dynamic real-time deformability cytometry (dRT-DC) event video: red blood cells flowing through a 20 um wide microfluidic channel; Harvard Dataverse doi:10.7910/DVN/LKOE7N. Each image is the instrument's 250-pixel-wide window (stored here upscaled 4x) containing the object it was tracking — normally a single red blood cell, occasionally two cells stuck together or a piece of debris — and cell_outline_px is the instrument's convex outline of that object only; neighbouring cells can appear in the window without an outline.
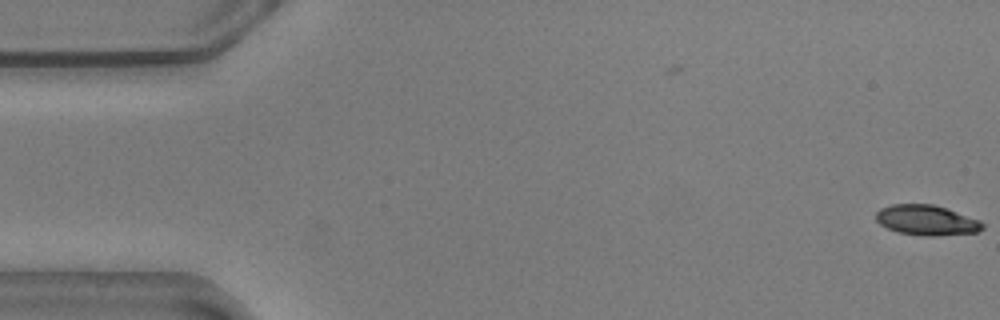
{"species": "common noctule bat (a hibernating species)", "species_latin": "Nyctalus noctula", "temperature_condition": "warm", "stored_images_in_passage": 57, "camera_frame_rate_fps": 3000, "um_per_image_px": 0.085, "animal": {"sex": "male", "body_mass_g": 20.5, "forearm_length_mm": 52.5}, "frame": {"image": 1, "passage_image": 1, "time_ms": 0.0, "image_size_px": [1000, 320], "cell_outline_px": [[984, 228], [976, 232], [936, 236], [920, 236], [896, 232], [880, 224], [876, 220], [876, 212], [880, 208], [892, 204], [932, 204], [948, 208], [980, 220], [984, 224]], "centroid_in_image_um": [78.76, 18.72], "position_along_channel_um": 6.2, "area_um2": 18.96}}
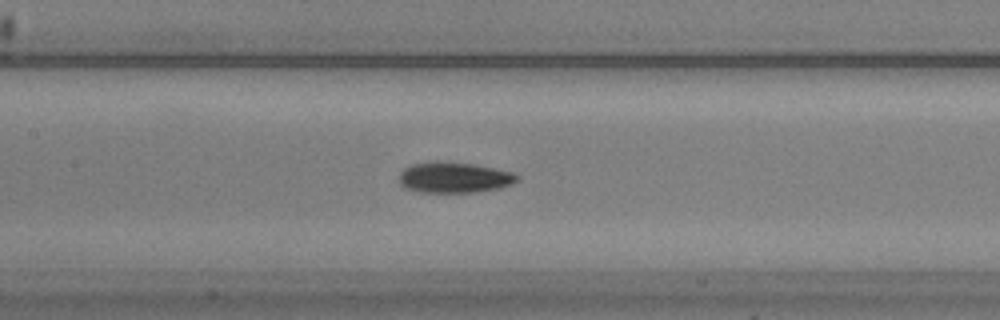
{"frame": {"image": 2, "passage_image": 26, "time_ms": 8.333, "image_size_px": [1000, 320], "cell_outline_px": [[520, 176], [512, 184], [500, 188], [476, 192], [420, 192], [404, 188], [400, 184], [400, 172], [404, 168], [412, 164], [432, 160], [436, 160], [472, 164], [512, 172]], "centroid_in_image_um": [38.57, 15.08], "position_along_channel_um": 168.8, "area_um2": 21.21}}
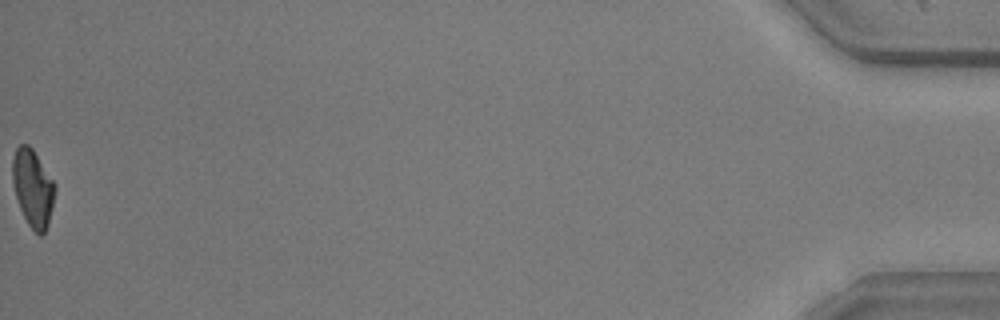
{"frame": {"image": 3, "passage_image": 57, "time_ms": 18.667, "image_size_px": [1000, 320], "cell_outline_px": [[56, 188], [48, 224], [44, 232], [40, 236], [28, 224], [20, 208], [12, 184], [12, 160], [16, 148], [20, 144], [28, 144], [32, 148], [56, 184]], "centroid_in_image_um": [2.78, 15.96], "position_along_channel_um": 432.4, "area_um2": 19.02}, "authors_computed_cell_mechanics": {"area_um2": 20.1144, "velocity_mm_per_s": 3.5952, "shape_relaxation_time_tau1_ms": 5.0041, "shape_relaxation_time_tau2_ms": 3.6208, "deformation_change_tau1": 0.153, "deformation_change_tau2": 0.0929}}